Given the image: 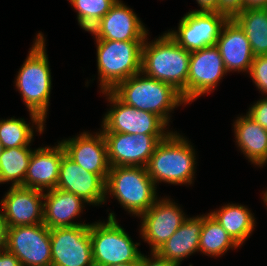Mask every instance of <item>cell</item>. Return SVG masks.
Here are the masks:
<instances>
[{"label":"cell","mask_w":267,"mask_h":266,"mask_svg":"<svg viewBox=\"0 0 267 266\" xmlns=\"http://www.w3.org/2000/svg\"><path fill=\"white\" fill-rule=\"evenodd\" d=\"M45 51V39L43 34L39 33L15 82L30 112V119L36 124L40 134L44 131L52 85L51 70Z\"/></svg>","instance_id":"cell-1"},{"label":"cell","mask_w":267,"mask_h":266,"mask_svg":"<svg viewBox=\"0 0 267 266\" xmlns=\"http://www.w3.org/2000/svg\"><path fill=\"white\" fill-rule=\"evenodd\" d=\"M142 47L141 73L172 85L187 103V78L191 52L178 45L168 33Z\"/></svg>","instance_id":"cell-2"},{"label":"cell","mask_w":267,"mask_h":266,"mask_svg":"<svg viewBox=\"0 0 267 266\" xmlns=\"http://www.w3.org/2000/svg\"><path fill=\"white\" fill-rule=\"evenodd\" d=\"M142 75L139 72L120 82L112 92L123 103L138 110L154 113L168 125L169 112L186 102L172 85Z\"/></svg>","instance_id":"cell-3"},{"label":"cell","mask_w":267,"mask_h":266,"mask_svg":"<svg viewBox=\"0 0 267 266\" xmlns=\"http://www.w3.org/2000/svg\"><path fill=\"white\" fill-rule=\"evenodd\" d=\"M195 151L189 141L170 132L155 147L146 170L153 182L192 184L195 174Z\"/></svg>","instance_id":"cell-4"},{"label":"cell","mask_w":267,"mask_h":266,"mask_svg":"<svg viewBox=\"0 0 267 266\" xmlns=\"http://www.w3.org/2000/svg\"><path fill=\"white\" fill-rule=\"evenodd\" d=\"M144 41L96 39L97 67L102 92L112 91L120 82L141 72Z\"/></svg>","instance_id":"cell-5"},{"label":"cell","mask_w":267,"mask_h":266,"mask_svg":"<svg viewBox=\"0 0 267 266\" xmlns=\"http://www.w3.org/2000/svg\"><path fill=\"white\" fill-rule=\"evenodd\" d=\"M146 167L114 166L107 176L105 193L115 196L129 213L140 216L158 199Z\"/></svg>","instance_id":"cell-6"},{"label":"cell","mask_w":267,"mask_h":266,"mask_svg":"<svg viewBox=\"0 0 267 266\" xmlns=\"http://www.w3.org/2000/svg\"><path fill=\"white\" fill-rule=\"evenodd\" d=\"M109 213L107 222L92 223L89 227L92 259L94 266H107L121 263H138L141 252L140 243H134Z\"/></svg>","instance_id":"cell-7"},{"label":"cell","mask_w":267,"mask_h":266,"mask_svg":"<svg viewBox=\"0 0 267 266\" xmlns=\"http://www.w3.org/2000/svg\"><path fill=\"white\" fill-rule=\"evenodd\" d=\"M113 105L102 121V133L168 135L167 124L156 114L123 103L112 91H104ZM165 132V133H164Z\"/></svg>","instance_id":"cell-8"},{"label":"cell","mask_w":267,"mask_h":266,"mask_svg":"<svg viewBox=\"0 0 267 266\" xmlns=\"http://www.w3.org/2000/svg\"><path fill=\"white\" fill-rule=\"evenodd\" d=\"M5 248L22 266H51L50 229L44 223L6 227Z\"/></svg>","instance_id":"cell-9"},{"label":"cell","mask_w":267,"mask_h":266,"mask_svg":"<svg viewBox=\"0 0 267 266\" xmlns=\"http://www.w3.org/2000/svg\"><path fill=\"white\" fill-rule=\"evenodd\" d=\"M227 20L217 12L190 11L181 18L178 31L167 33L178 45L192 52L216 45Z\"/></svg>","instance_id":"cell-10"},{"label":"cell","mask_w":267,"mask_h":266,"mask_svg":"<svg viewBox=\"0 0 267 266\" xmlns=\"http://www.w3.org/2000/svg\"><path fill=\"white\" fill-rule=\"evenodd\" d=\"M89 227L50 229L51 266H94Z\"/></svg>","instance_id":"cell-11"},{"label":"cell","mask_w":267,"mask_h":266,"mask_svg":"<svg viewBox=\"0 0 267 266\" xmlns=\"http://www.w3.org/2000/svg\"><path fill=\"white\" fill-rule=\"evenodd\" d=\"M111 167H146L156 145L167 135L103 133Z\"/></svg>","instance_id":"cell-12"},{"label":"cell","mask_w":267,"mask_h":266,"mask_svg":"<svg viewBox=\"0 0 267 266\" xmlns=\"http://www.w3.org/2000/svg\"><path fill=\"white\" fill-rule=\"evenodd\" d=\"M227 73L216 45L191 52L187 78V103L214 90Z\"/></svg>","instance_id":"cell-13"},{"label":"cell","mask_w":267,"mask_h":266,"mask_svg":"<svg viewBox=\"0 0 267 266\" xmlns=\"http://www.w3.org/2000/svg\"><path fill=\"white\" fill-rule=\"evenodd\" d=\"M170 199L156 200L152 207L140 215L141 235L156 252L182 225L186 217Z\"/></svg>","instance_id":"cell-14"},{"label":"cell","mask_w":267,"mask_h":266,"mask_svg":"<svg viewBox=\"0 0 267 266\" xmlns=\"http://www.w3.org/2000/svg\"><path fill=\"white\" fill-rule=\"evenodd\" d=\"M44 191L11 186L1 200L2 220L6 227L43 223Z\"/></svg>","instance_id":"cell-15"},{"label":"cell","mask_w":267,"mask_h":266,"mask_svg":"<svg viewBox=\"0 0 267 266\" xmlns=\"http://www.w3.org/2000/svg\"><path fill=\"white\" fill-rule=\"evenodd\" d=\"M105 185L99 175L80 167L64 153L56 188L73 193L91 205H99L106 202Z\"/></svg>","instance_id":"cell-16"},{"label":"cell","mask_w":267,"mask_h":266,"mask_svg":"<svg viewBox=\"0 0 267 266\" xmlns=\"http://www.w3.org/2000/svg\"><path fill=\"white\" fill-rule=\"evenodd\" d=\"M65 153L80 167L99 175L105 182L111 168L107 145L102 131L92 135L87 132L76 138L62 140Z\"/></svg>","instance_id":"cell-17"},{"label":"cell","mask_w":267,"mask_h":266,"mask_svg":"<svg viewBox=\"0 0 267 266\" xmlns=\"http://www.w3.org/2000/svg\"><path fill=\"white\" fill-rule=\"evenodd\" d=\"M89 32L96 37L95 39L117 41L145 40L148 33L133 10L121 0H117Z\"/></svg>","instance_id":"cell-18"},{"label":"cell","mask_w":267,"mask_h":266,"mask_svg":"<svg viewBox=\"0 0 267 266\" xmlns=\"http://www.w3.org/2000/svg\"><path fill=\"white\" fill-rule=\"evenodd\" d=\"M64 153L61 142L52 148L47 146L33 150L23 187L42 191L55 189Z\"/></svg>","instance_id":"cell-19"},{"label":"cell","mask_w":267,"mask_h":266,"mask_svg":"<svg viewBox=\"0 0 267 266\" xmlns=\"http://www.w3.org/2000/svg\"><path fill=\"white\" fill-rule=\"evenodd\" d=\"M216 46L218 47L227 72L246 71L249 73L254 55L246 33L233 20L223 25Z\"/></svg>","instance_id":"cell-20"},{"label":"cell","mask_w":267,"mask_h":266,"mask_svg":"<svg viewBox=\"0 0 267 266\" xmlns=\"http://www.w3.org/2000/svg\"><path fill=\"white\" fill-rule=\"evenodd\" d=\"M43 200V223L49 229L86 224L71 221L82 212V205L85 203L77 195L55 188L47 190Z\"/></svg>","instance_id":"cell-21"},{"label":"cell","mask_w":267,"mask_h":266,"mask_svg":"<svg viewBox=\"0 0 267 266\" xmlns=\"http://www.w3.org/2000/svg\"><path fill=\"white\" fill-rule=\"evenodd\" d=\"M204 216L186 218L178 230L156 251L162 258L179 266L183 258L199 251Z\"/></svg>","instance_id":"cell-22"},{"label":"cell","mask_w":267,"mask_h":266,"mask_svg":"<svg viewBox=\"0 0 267 266\" xmlns=\"http://www.w3.org/2000/svg\"><path fill=\"white\" fill-rule=\"evenodd\" d=\"M235 139L245 157L257 166L267 162V130L246 114L234 122Z\"/></svg>","instance_id":"cell-23"},{"label":"cell","mask_w":267,"mask_h":266,"mask_svg":"<svg viewBox=\"0 0 267 266\" xmlns=\"http://www.w3.org/2000/svg\"><path fill=\"white\" fill-rule=\"evenodd\" d=\"M210 214L239 246L253 232L255 218L243 205L227 204Z\"/></svg>","instance_id":"cell-24"},{"label":"cell","mask_w":267,"mask_h":266,"mask_svg":"<svg viewBox=\"0 0 267 266\" xmlns=\"http://www.w3.org/2000/svg\"><path fill=\"white\" fill-rule=\"evenodd\" d=\"M233 20L246 33L254 57L267 55V8H245Z\"/></svg>","instance_id":"cell-25"},{"label":"cell","mask_w":267,"mask_h":266,"mask_svg":"<svg viewBox=\"0 0 267 266\" xmlns=\"http://www.w3.org/2000/svg\"><path fill=\"white\" fill-rule=\"evenodd\" d=\"M32 152L28 146L4 148L0 155V183L11 181V186L23 187Z\"/></svg>","instance_id":"cell-26"},{"label":"cell","mask_w":267,"mask_h":266,"mask_svg":"<svg viewBox=\"0 0 267 266\" xmlns=\"http://www.w3.org/2000/svg\"><path fill=\"white\" fill-rule=\"evenodd\" d=\"M237 247H239V245L210 213L204 215V224L199 240L200 252L204 253V255L218 257L225 254L228 249Z\"/></svg>","instance_id":"cell-27"},{"label":"cell","mask_w":267,"mask_h":266,"mask_svg":"<svg viewBox=\"0 0 267 266\" xmlns=\"http://www.w3.org/2000/svg\"><path fill=\"white\" fill-rule=\"evenodd\" d=\"M33 134V128L22 118L0 120V142L5 149L29 146Z\"/></svg>","instance_id":"cell-28"},{"label":"cell","mask_w":267,"mask_h":266,"mask_svg":"<svg viewBox=\"0 0 267 266\" xmlns=\"http://www.w3.org/2000/svg\"><path fill=\"white\" fill-rule=\"evenodd\" d=\"M116 2L117 0H70L77 11L78 23L85 31H90Z\"/></svg>","instance_id":"cell-29"},{"label":"cell","mask_w":267,"mask_h":266,"mask_svg":"<svg viewBox=\"0 0 267 266\" xmlns=\"http://www.w3.org/2000/svg\"><path fill=\"white\" fill-rule=\"evenodd\" d=\"M249 74L258 90L267 95V55L254 57Z\"/></svg>","instance_id":"cell-30"},{"label":"cell","mask_w":267,"mask_h":266,"mask_svg":"<svg viewBox=\"0 0 267 266\" xmlns=\"http://www.w3.org/2000/svg\"><path fill=\"white\" fill-rule=\"evenodd\" d=\"M247 115L267 130V97L254 103Z\"/></svg>","instance_id":"cell-31"},{"label":"cell","mask_w":267,"mask_h":266,"mask_svg":"<svg viewBox=\"0 0 267 266\" xmlns=\"http://www.w3.org/2000/svg\"><path fill=\"white\" fill-rule=\"evenodd\" d=\"M244 10V0H218L217 13L225 15L228 19H233Z\"/></svg>","instance_id":"cell-32"},{"label":"cell","mask_w":267,"mask_h":266,"mask_svg":"<svg viewBox=\"0 0 267 266\" xmlns=\"http://www.w3.org/2000/svg\"><path fill=\"white\" fill-rule=\"evenodd\" d=\"M151 254L153 255L152 258H147V256L141 254L138 266H176L173 262L162 258L156 252H152Z\"/></svg>","instance_id":"cell-33"},{"label":"cell","mask_w":267,"mask_h":266,"mask_svg":"<svg viewBox=\"0 0 267 266\" xmlns=\"http://www.w3.org/2000/svg\"><path fill=\"white\" fill-rule=\"evenodd\" d=\"M0 266H22L19 259L6 248L0 249Z\"/></svg>","instance_id":"cell-34"},{"label":"cell","mask_w":267,"mask_h":266,"mask_svg":"<svg viewBox=\"0 0 267 266\" xmlns=\"http://www.w3.org/2000/svg\"><path fill=\"white\" fill-rule=\"evenodd\" d=\"M200 6V10L203 12H217L218 9V0H196Z\"/></svg>","instance_id":"cell-35"},{"label":"cell","mask_w":267,"mask_h":266,"mask_svg":"<svg viewBox=\"0 0 267 266\" xmlns=\"http://www.w3.org/2000/svg\"><path fill=\"white\" fill-rule=\"evenodd\" d=\"M245 8H267V0H244Z\"/></svg>","instance_id":"cell-36"},{"label":"cell","mask_w":267,"mask_h":266,"mask_svg":"<svg viewBox=\"0 0 267 266\" xmlns=\"http://www.w3.org/2000/svg\"><path fill=\"white\" fill-rule=\"evenodd\" d=\"M5 239H6V226L3 223L2 215L0 212V249L5 248Z\"/></svg>","instance_id":"cell-37"},{"label":"cell","mask_w":267,"mask_h":266,"mask_svg":"<svg viewBox=\"0 0 267 266\" xmlns=\"http://www.w3.org/2000/svg\"><path fill=\"white\" fill-rule=\"evenodd\" d=\"M107 266H138V263H121V264H114V265H107Z\"/></svg>","instance_id":"cell-38"},{"label":"cell","mask_w":267,"mask_h":266,"mask_svg":"<svg viewBox=\"0 0 267 266\" xmlns=\"http://www.w3.org/2000/svg\"><path fill=\"white\" fill-rule=\"evenodd\" d=\"M263 194H264V196H263L264 200L263 201H264V204L266 203V206H267V191L265 193H263Z\"/></svg>","instance_id":"cell-39"},{"label":"cell","mask_w":267,"mask_h":266,"mask_svg":"<svg viewBox=\"0 0 267 266\" xmlns=\"http://www.w3.org/2000/svg\"><path fill=\"white\" fill-rule=\"evenodd\" d=\"M3 150H4V147H3L2 143L0 142V155L2 154Z\"/></svg>","instance_id":"cell-40"}]
</instances>
